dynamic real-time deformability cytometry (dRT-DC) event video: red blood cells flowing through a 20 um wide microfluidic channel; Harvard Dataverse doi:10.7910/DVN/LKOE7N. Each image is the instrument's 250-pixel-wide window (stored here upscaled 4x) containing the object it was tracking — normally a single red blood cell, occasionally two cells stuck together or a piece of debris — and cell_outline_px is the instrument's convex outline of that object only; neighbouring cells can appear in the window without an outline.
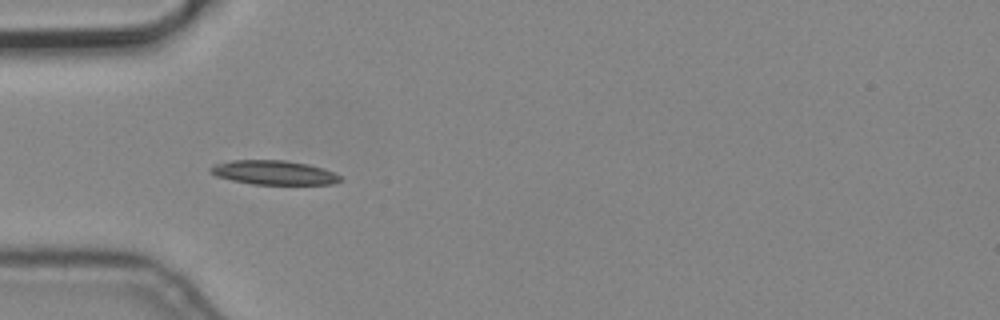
{"species": "common noctule bat (a hibernating species)", "species_latin": "Nyctalus noctula", "temperature_condition": "cold", "stored_images_in_passage": 10, "camera_frame_rate_fps": 3000, "um_per_image_px": 0.085, "animal": {"sex": "male", "body_mass_g": 19.2, "forearm_length_mm": 51.8}, "frame": {"image": 1, "passage_image": 2, "time_ms": 0.333, "image_size_px": [1000, 320], "cell_outline_px": [[340, 180], [332, 184], [252, 184], [232, 180], [216, 176], [208, 172], [208, 168], [212, 164], [232, 160], [284, 160], [308, 164], [324, 168], [340, 176]], "centroid_in_image_um": [23.2, 14.66], "position_along_channel_um": 61.8, "area_um2": 18.32}}
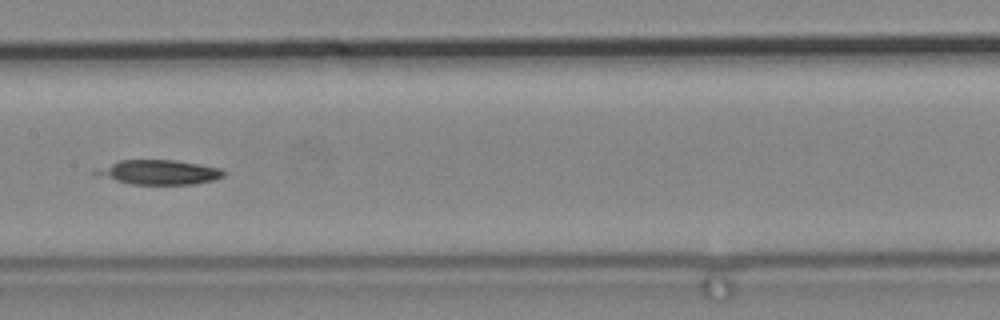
{"frame": {"image": 2, "passage_image": 5, "time_ms": 1.333, "image_size_px": [1000, 320], "cell_outline_px": [[224, 176], [216, 180], [192, 184], [132, 184], [116, 180], [92, 172], [92, 168], [120, 160], [176, 160], [200, 164], [220, 168], [224, 172]], "centroid_in_image_um": [13.51, 14.63], "position_along_channel_um": 193.9, "area_um2": 18.26}}
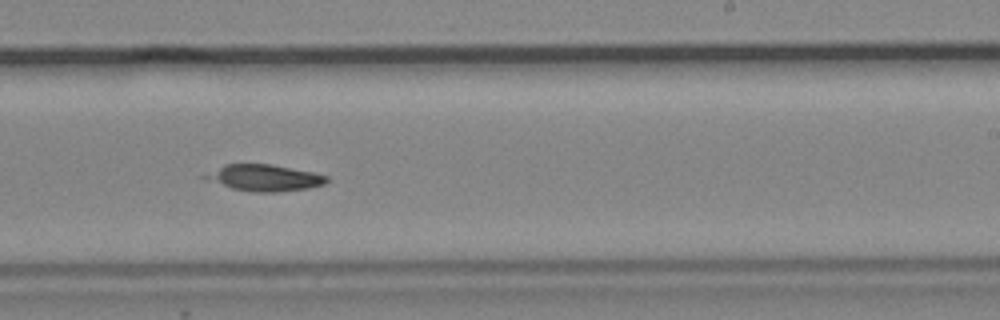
{"frame": {"image": 3, "passage_image": 7, "time_ms": 2.0, "image_size_px": [1000, 320], "cell_outline_px": [[328, 180], [324, 184], [308, 188], [276, 192], [256, 192], [232, 188], [204, 180], [200, 176], [224, 164], [268, 164], [312, 172], [328, 176]], "centroid_in_image_um": [22.4, 15.11], "position_along_channel_um": 266.6, "area_um2": 18.61}}